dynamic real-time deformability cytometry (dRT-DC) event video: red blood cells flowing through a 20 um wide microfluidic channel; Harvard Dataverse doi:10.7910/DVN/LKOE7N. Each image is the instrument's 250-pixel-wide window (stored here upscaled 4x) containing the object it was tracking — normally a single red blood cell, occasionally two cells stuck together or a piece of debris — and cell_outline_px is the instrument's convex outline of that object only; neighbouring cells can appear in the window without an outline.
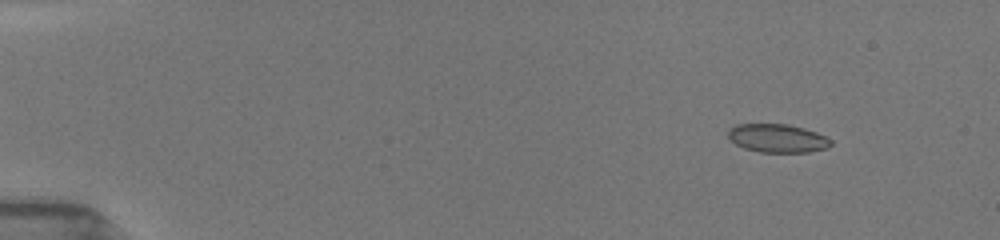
{"species": "common noctule bat (a hibernating species)", "species_latin": "Nyctalus noctula", "temperature_condition": "room temperature", "stored_images_in_passage": 48, "camera_frame_rate_fps": 3000, "um_per_image_px": 0.085, "animal": {"sex": "female", "body_mass_g": 19.5, "forearm_length_mm": 54.1}, "frame": {"image": 1, "passage_image": 2, "time_ms": 0.333, "image_size_px": [1000, 240], "cell_outline_px": [[832, 144], [828, 148], [808, 152], [760, 152], [744, 148], [736, 144], [728, 136], [728, 132], [736, 124], [788, 124], [804, 128], [816, 132], [832, 140]], "centroid_in_image_um": [66.11, 11.75], "position_along_channel_um": 18.9, "area_um2": 16.94}}
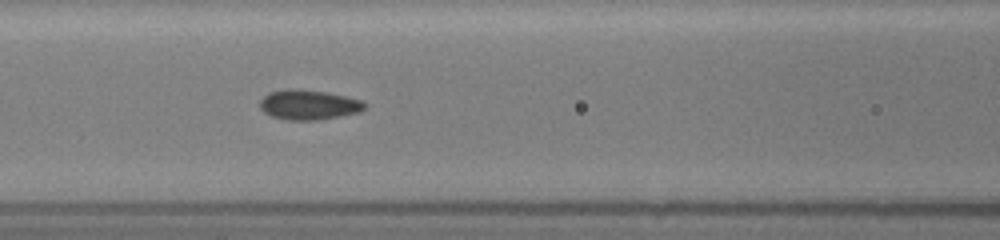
{"frame": {"image": 2, "passage_image": 20, "time_ms": 6.333, "image_size_px": [1000, 240], "cell_outline_px": [[368, 104], [360, 112], [340, 116], [316, 120], [288, 120], [272, 116], [264, 112], [260, 108], [260, 100], [268, 92], [288, 88], [296, 88], [328, 92], [364, 100]], "centroid_in_image_um": [26.26, 8.89], "position_along_channel_um": 140.3, "area_um2": 18.5}}
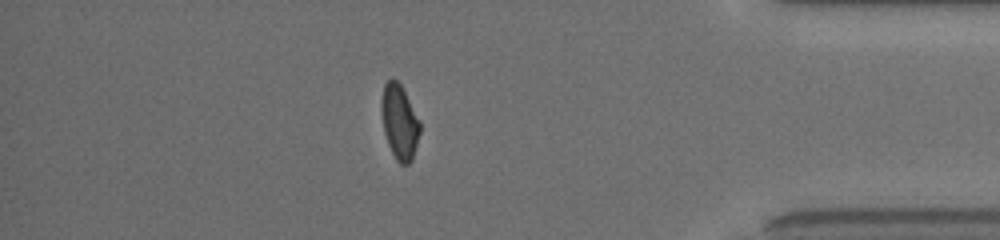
{"frame": {"image": 3, "passage_image": 42, "time_ms": 13.667, "image_size_px": [1000, 240], "cell_outline_px": [[420, 132], [412, 160], [408, 164], [400, 164], [396, 160], [388, 144], [384, 132], [380, 112], [380, 104], [384, 84], [392, 76], [400, 84], [420, 120]], "centroid_in_image_um": [33.94, 10.35], "position_along_channel_um": 401.3, "area_um2": 16.88}, "authors_computed_cell_mechanics": {"area_um2": 17.6001, "velocity_mm_per_s": 3.973, "shape_relaxation_time_tau1_ms": 10.1298, "shape_relaxation_time_tau2_ms": 1.1157, "deformation_change_tau1": 0.1787, "deformation_change_tau2": 0.0359}}